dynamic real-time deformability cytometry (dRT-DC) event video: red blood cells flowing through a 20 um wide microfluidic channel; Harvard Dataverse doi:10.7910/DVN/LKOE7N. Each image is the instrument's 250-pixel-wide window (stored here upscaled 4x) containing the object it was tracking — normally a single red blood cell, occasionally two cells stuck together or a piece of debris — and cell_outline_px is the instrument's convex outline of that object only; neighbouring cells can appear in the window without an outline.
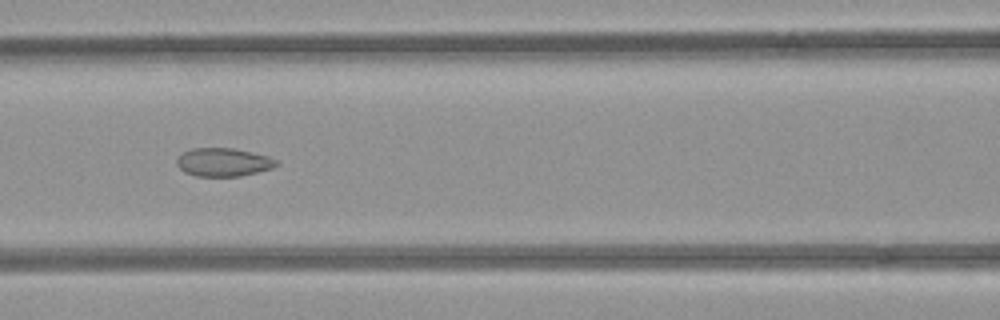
{"species": "common noctule bat (a hibernating species)", "species_latin": "Nyctalus noctula", "temperature_condition": "room temperature", "stored_images_in_passage": 40, "camera_frame_rate_fps": 3000, "um_per_image_px": 0.085, "animal": {"sex": "female", "body_mass_g": 21.9}, "frame": {"image": 1, "passage_image": 15, "time_ms": 4.667, "image_size_px": [1000, 320], "cell_outline_px": [[276, 164], [272, 168], [240, 176], [196, 176], [184, 172], [176, 164], [176, 160], [184, 152], [192, 148], [232, 148], [252, 152], [268, 156], [276, 160]], "centroid_in_image_um": [18.95, 13.78], "position_along_channel_um": 147.6, "area_um2": 16.24}}
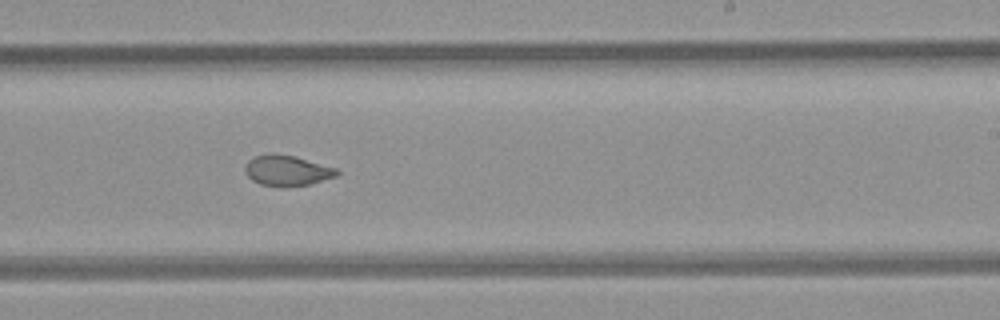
{"frame": {"image": 2, "passage_image": 24, "time_ms": 7.667, "image_size_px": [1000, 320], "cell_outline_px": [[340, 172], [336, 176], [312, 184], [260, 184], [252, 180], [248, 176], [244, 168], [248, 160], [256, 156], [292, 156], [336, 168]], "centroid_in_image_um": [24.43, 14.5], "position_along_channel_um": 264.6, "area_um2": 15.14}}
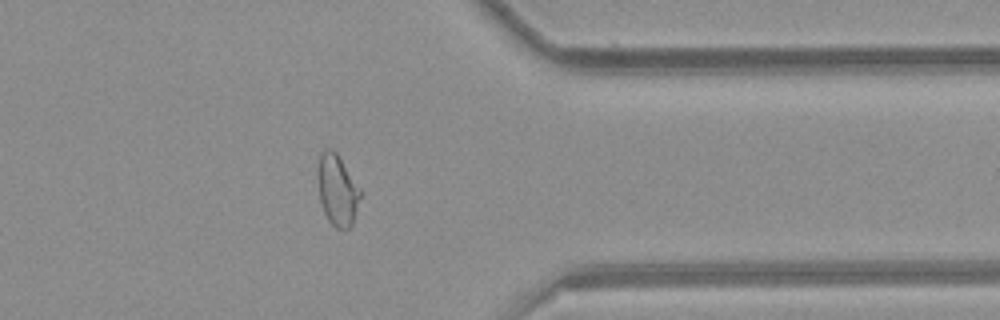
{"frame": {"image": 3, "passage_image": 34, "time_ms": 11.0, "image_size_px": [1000, 320], "cell_outline_px": [[364, 192], [352, 224], [348, 228], [336, 228], [328, 220], [324, 212], [320, 200], [320, 152], [324, 148], [332, 148], [336, 152]], "centroid_in_image_um": [28.75, 16.16], "position_along_channel_um": 382.7, "area_um2": 17.46}}